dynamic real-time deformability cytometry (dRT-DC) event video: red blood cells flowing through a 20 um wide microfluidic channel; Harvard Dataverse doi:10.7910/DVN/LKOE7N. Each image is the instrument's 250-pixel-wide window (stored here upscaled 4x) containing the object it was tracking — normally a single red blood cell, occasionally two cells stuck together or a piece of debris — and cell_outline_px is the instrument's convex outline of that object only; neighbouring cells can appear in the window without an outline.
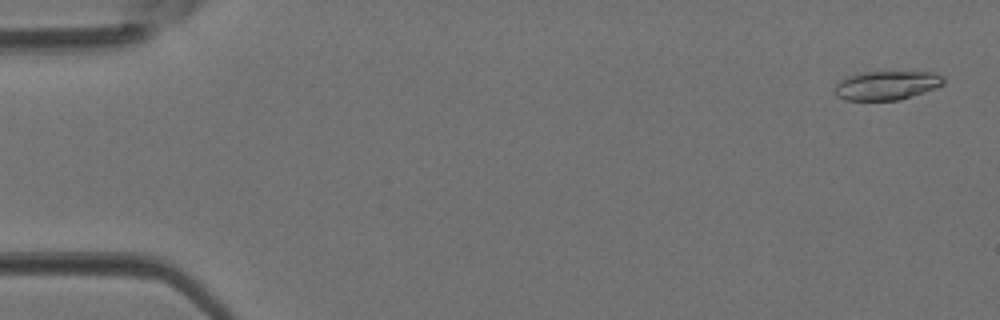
{"species": "Egyptian fruit bat (a non-hibernating species)", "species_latin": "Rousettus aegyptiacus", "temperature_condition": "room temperature", "stored_images_in_passage": 38, "camera_frame_rate_fps": 3000, "um_per_image_px": 0.085, "animal": {"sex": "female"}, "frame": {"image": 1, "passage_image": 2, "time_ms": 0.333, "image_size_px": [1000, 320], "cell_outline_px": [[944, 84], [924, 92], [900, 100], [844, 100], [836, 96], [832, 92], [832, 88], [844, 76], [860, 72], [936, 72], [944, 76]], "centroid_in_image_um": [75.3, 7.25], "position_along_channel_um": 9.7, "area_um2": 18.73}}
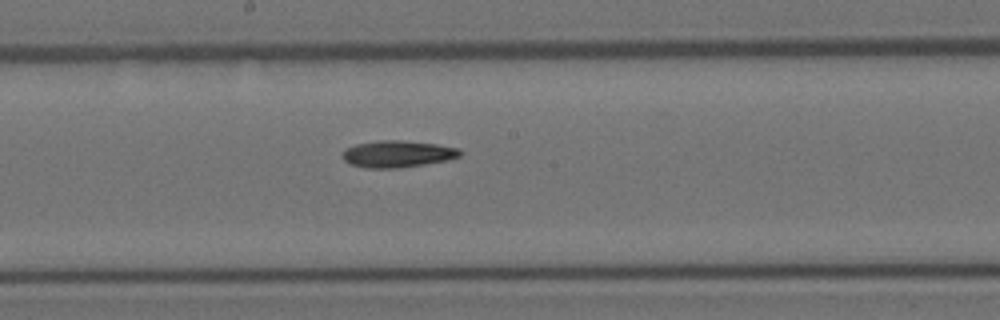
{"frame": {"image": 2, "passage_image": 21, "time_ms": 6.667, "image_size_px": [1000, 320], "cell_outline_px": [[464, 152], [460, 156], [448, 160], [400, 168], [364, 168], [352, 164], [344, 160], [340, 156], [340, 152], [356, 144], [380, 140], [404, 140], [436, 144], [456, 148]], "centroid_in_image_um": [33.77, 13.09], "position_along_channel_um": 214.4, "area_um2": 18.44}}
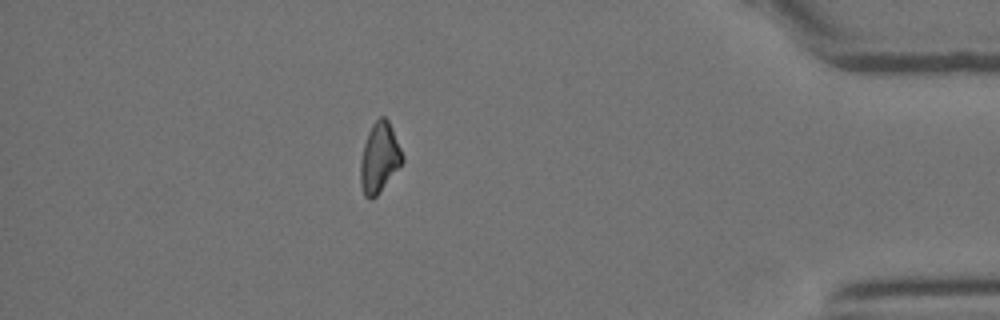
{"frame": {"image": 3, "passage_image": 34, "time_ms": 11.0, "image_size_px": [1000, 320], "cell_outline_px": [[404, 160], [376, 196], [372, 200], [368, 200], [364, 196], [360, 184], [360, 160], [364, 144], [368, 132], [372, 124], [380, 116], [384, 116], [388, 120], [392, 128], [404, 156]], "centroid_in_image_um": [32.23, 13.42], "position_along_channel_um": 403.0, "area_um2": 17.05}}